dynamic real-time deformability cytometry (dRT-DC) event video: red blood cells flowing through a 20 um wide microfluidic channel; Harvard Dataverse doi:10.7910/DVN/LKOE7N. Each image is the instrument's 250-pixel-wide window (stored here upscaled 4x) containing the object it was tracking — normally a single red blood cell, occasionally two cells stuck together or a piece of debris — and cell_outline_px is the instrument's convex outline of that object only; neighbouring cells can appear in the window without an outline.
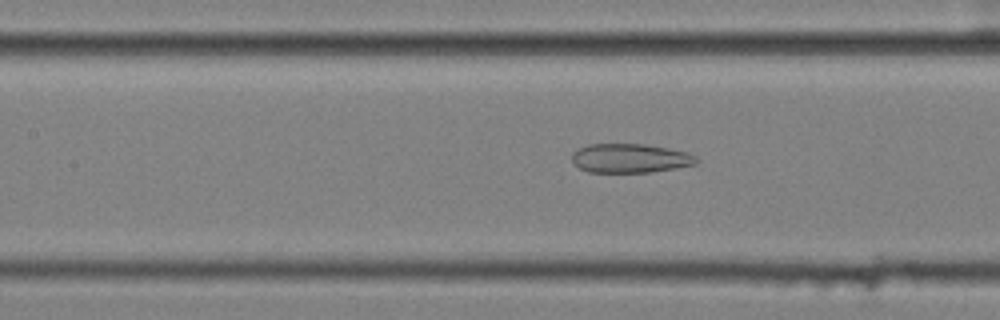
{"species": "common noctule bat (a hibernating species)", "species_latin": "Nyctalus noctula", "temperature_condition": "cold", "stored_images_in_passage": 51, "camera_frame_rate_fps": 3000, "um_per_image_px": 0.085, "animal": {"sex": "female", "body_mass_g": 25.1}, "frame": {"image": 1, "passage_image": 26, "time_ms": 8.333, "image_size_px": [1000, 320], "cell_outline_px": [[700, 160], [696, 164], [676, 168], [652, 172], [588, 172], [572, 164], [572, 152], [588, 144], [644, 144], [668, 148], [688, 152], [696, 156]], "centroid_in_image_um": [53.57, 13.45], "position_along_channel_um": 153.8, "area_um2": 21.27}}
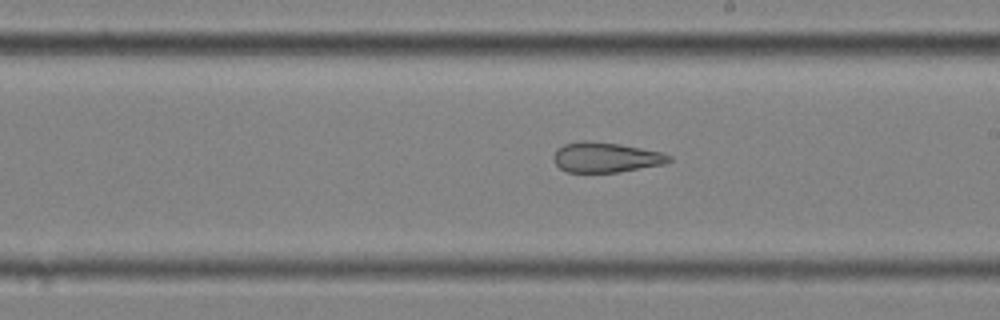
{"frame": {"image": 2, "passage_image": 33, "time_ms": 10.667, "image_size_px": [1000, 320], "cell_outline_px": [[672, 160], [664, 164], [620, 172], [568, 172], [560, 168], [552, 160], [552, 156], [556, 148], [564, 144], [580, 140], [588, 140], [620, 144], [664, 152], [672, 156]], "centroid_in_image_um": [51.48, 13.36], "position_along_channel_um": 237.5, "area_um2": 20.58}}
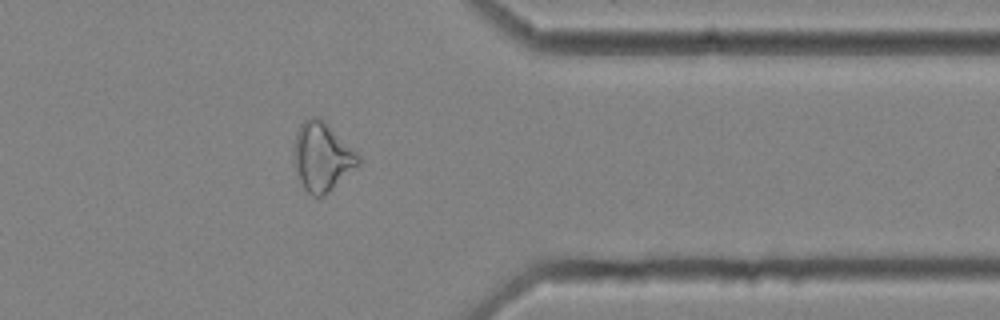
{"frame": {"image": 3, "passage_image": 46, "time_ms": 15.0, "image_size_px": [1000, 320], "cell_outline_px": [[360, 164], [324, 196], [312, 196], [300, 184], [292, 160], [292, 148], [296, 132], [300, 124], [304, 120], [312, 116], [316, 116], [324, 120], [360, 156]], "centroid_in_image_um": [27.32, 13.32], "position_along_channel_um": 384.1, "area_um2": 26.07}, "authors_computed_cell_mechanics": {"area_um2": 26.0678, "velocity_mm_per_s": 3.5919, "shape_relaxation_time_tau1_ms": null, "shape_relaxation_time_tau2_ms": 2.8014, "deformation_change_tau1": null, "deformation_change_tau2": 0.1239}}